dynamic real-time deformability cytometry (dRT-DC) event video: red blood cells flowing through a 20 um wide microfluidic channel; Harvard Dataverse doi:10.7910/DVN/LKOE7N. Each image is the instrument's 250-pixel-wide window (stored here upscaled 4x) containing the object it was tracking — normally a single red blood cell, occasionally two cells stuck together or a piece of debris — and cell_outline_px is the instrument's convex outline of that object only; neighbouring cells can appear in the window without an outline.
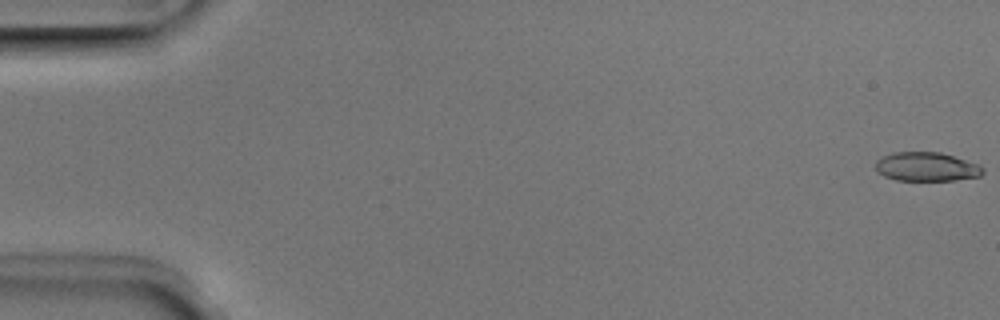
{"species": "Egyptian fruit bat (a non-hibernating species)", "species_latin": "Rousettus aegyptiacus", "temperature_condition": "room temperature", "stored_images_in_passage": 4, "camera_frame_rate_fps": 3000, "um_per_image_px": 0.085, "animal": {"sex": "male"}, "frame": {"image": 1, "passage_image": 1, "time_ms": 0.0, "image_size_px": [1000, 320], "cell_outline_px": [[984, 172], [980, 176], [952, 180], [896, 180], [884, 176], [876, 168], [876, 160], [880, 156], [892, 152], [940, 152], [980, 164], [984, 168]], "centroid_in_image_um": [78.76, 14.16], "position_along_channel_um": 6.2, "area_um2": 18.15}}
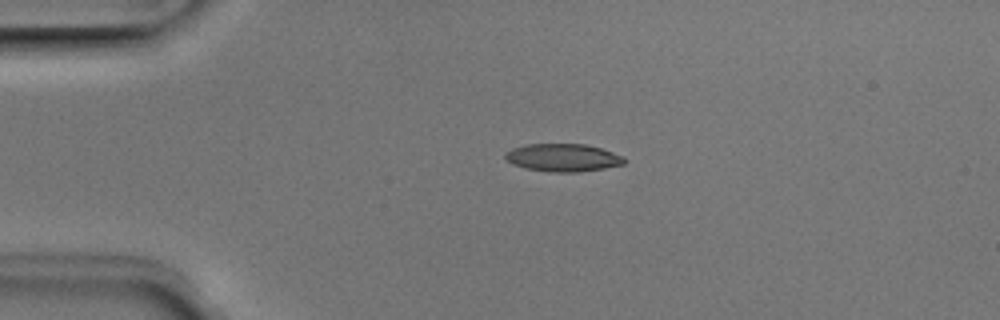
{"frame": {"image": 2, "passage_image": 3, "time_ms": 0.667, "image_size_px": [1000, 320], "cell_outline_px": [[628, 160], [624, 164], [604, 168], [580, 172], [552, 172], [524, 168], [512, 164], [504, 156], [512, 148], [524, 144], [584, 144], [600, 148], [624, 156]], "centroid_in_image_um": [47.88, 13.4], "position_along_channel_um": 37.1, "area_um2": 19.31}}